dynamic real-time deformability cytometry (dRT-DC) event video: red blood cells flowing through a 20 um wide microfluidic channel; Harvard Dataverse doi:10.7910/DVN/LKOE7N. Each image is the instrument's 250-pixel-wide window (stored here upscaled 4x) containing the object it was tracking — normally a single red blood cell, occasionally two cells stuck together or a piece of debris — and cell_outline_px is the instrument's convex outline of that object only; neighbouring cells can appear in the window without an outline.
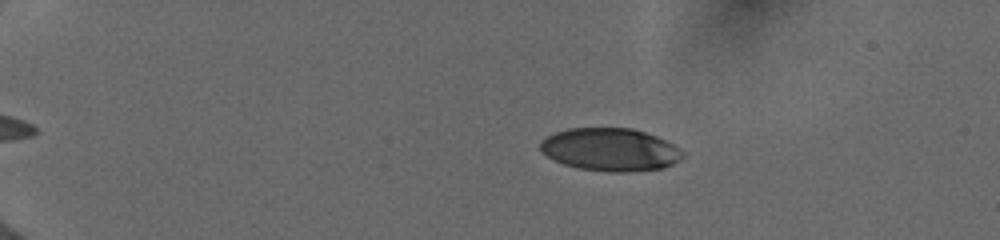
{"species": "human", "species_latin": "Homo sapiens", "temperature_condition": "cold", "stored_images_in_passage": 14, "camera_frame_rate_fps": 3000, "um_per_image_px": 0.085, "donor": {"sex": "female"}, "frame": {"image": 1, "passage_image": 2, "time_ms": 0.667, "image_size_px": [1000, 240], "cell_outline_px": [[684, 156], [680, 160], [664, 168], [628, 172], [608, 172], [580, 168], [564, 164], [548, 156], [540, 148], [540, 140], [556, 132], [568, 128], [632, 128], [656, 136], [680, 148], [684, 152]], "centroid_in_image_um": [51.9, 12.72], "position_along_channel_um": 33.1, "area_um2": 35.43}}
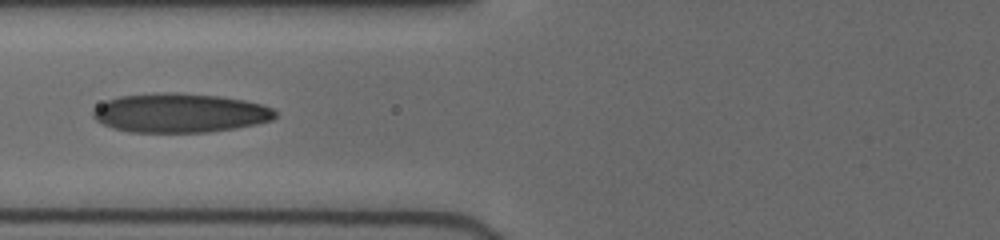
{"frame": {"image": 2, "passage_image": 11, "time_ms": 5.0, "image_size_px": [1000, 240], "cell_outline_px": [[276, 116], [272, 120], [256, 124], [236, 128], [208, 132], [128, 132], [112, 128], [96, 120], [92, 116], [92, 108], [108, 100], [120, 96], [156, 92], [180, 92], [220, 96], [244, 100], [264, 104], [272, 108], [276, 112]], "centroid_in_image_um": [15.29, 9.59], "position_along_channel_um": 110.5, "area_um2": 41.96}}
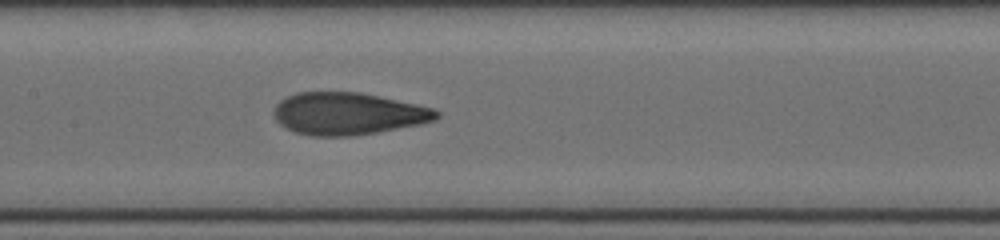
{"frame": {"image": 3, "passage_image": 14, "time_ms": 6.667, "image_size_px": [1000, 240], "cell_outline_px": [[440, 116], [436, 120], [420, 124], [376, 132], [348, 136], [312, 136], [296, 132], [280, 124], [276, 120], [272, 112], [276, 104], [280, 100], [296, 92], [360, 92], [380, 96], [416, 104], [432, 108], [440, 112]], "centroid_in_image_um": [29.57, 9.65], "position_along_channel_um": 177.8, "area_um2": 39.94}}